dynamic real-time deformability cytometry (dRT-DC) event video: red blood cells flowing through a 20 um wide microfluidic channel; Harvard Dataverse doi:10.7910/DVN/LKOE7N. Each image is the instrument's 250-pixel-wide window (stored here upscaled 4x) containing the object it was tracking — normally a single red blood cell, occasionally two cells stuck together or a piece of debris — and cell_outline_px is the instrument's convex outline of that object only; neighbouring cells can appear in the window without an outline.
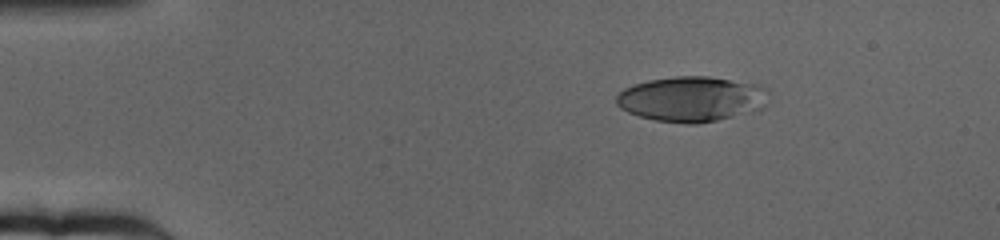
{"species": "human", "species_latin": "Homo sapiens", "temperature_condition": "cold", "stored_images_in_passage": 55, "camera_frame_rate_fps": 3000, "um_per_image_px": 0.085, "donor": {"sex": "female"}, "frame": {"image": 1, "passage_image": 1, "time_ms": 0.0, "image_size_px": [1000, 240], "cell_outline_px": [[768, 92], [764, 108], [752, 112], [716, 120], [696, 124], [688, 124], [656, 120], [640, 116], [628, 112], [620, 108], [616, 104], [616, 96], [624, 88], [632, 84], [648, 80], [676, 76], [708, 76], [760, 84], [768, 88]], "centroid_in_image_um": [58.81, 8.4], "position_along_channel_um": 26.2, "area_um2": 40.4}}
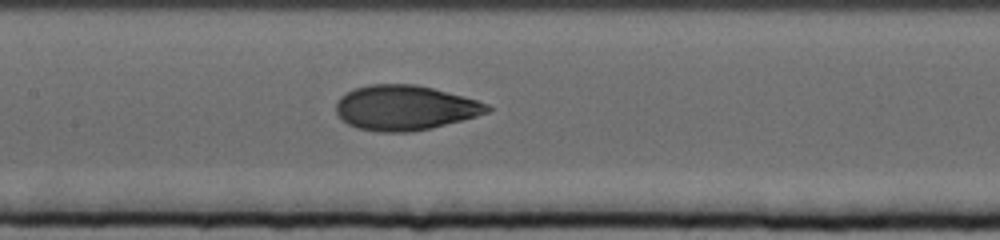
{"frame": {"image": 2, "passage_image": 22, "time_ms": 7.0, "image_size_px": [1000, 240], "cell_outline_px": [[492, 108], [488, 112], [476, 116], [432, 128], [412, 132], [376, 132], [356, 128], [348, 124], [336, 112], [336, 100], [340, 96], [352, 88], [368, 84], [416, 84], [432, 88], [476, 100], [488, 104]], "centroid_in_image_um": [34.37, 9.16], "position_along_channel_um": 173.0, "area_um2": 39.65}}
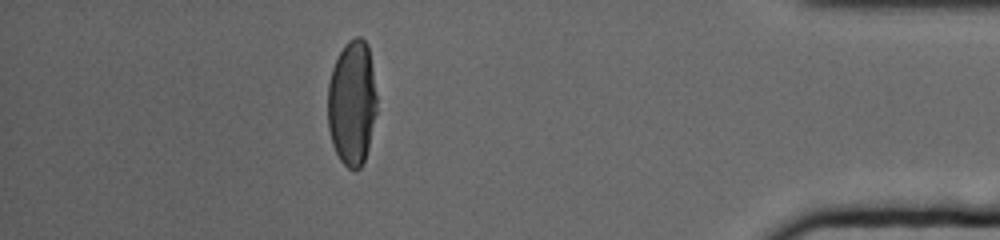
{"frame": {"image": 3, "passage_image": 48, "time_ms": 15.667, "image_size_px": [1000, 240], "cell_outline_px": [[376, 112], [368, 148], [364, 160], [360, 168], [356, 172], [348, 168], [340, 160], [332, 144], [328, 128], [328, 84], [332, 68], [340, 52], [348, 40], [356, 36], [360, 36], [368, 44], [376, 96]], "centroid_in_image_um": [29.91, 8.77], "position_along_channel_um": 405.3, "area_um2": 35.72}, "authors_computed_cell_mechanics": {"area_um2": 38.9572, "velocity_mm_per_s": 3.1608, "shape_relaxation_time_tau1_ms": 7.4398, "shape_relaxation_time_tau2_ms": 1.3934, "deformation_change_tau1": 0.2405, "deformation_change_tau2": 0.0517}}